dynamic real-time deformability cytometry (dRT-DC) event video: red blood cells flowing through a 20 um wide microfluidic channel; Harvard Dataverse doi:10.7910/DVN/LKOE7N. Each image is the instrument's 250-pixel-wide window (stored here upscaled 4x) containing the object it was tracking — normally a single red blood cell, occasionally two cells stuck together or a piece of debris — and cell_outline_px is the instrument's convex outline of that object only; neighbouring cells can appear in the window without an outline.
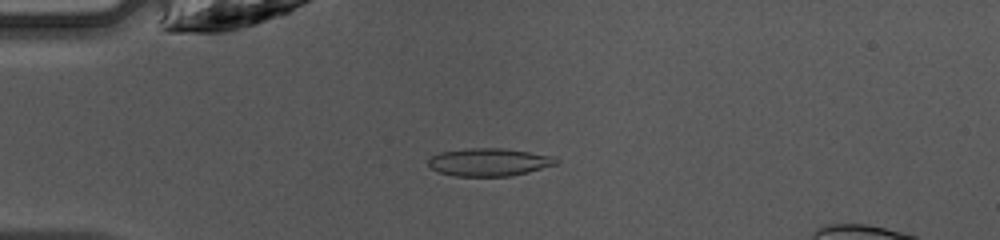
{"species": "common noctule bat (a hibernating species)", "species_latin": "Nyctalus noctula", "temperature_condition": "warm", "stored_images_in_passage": 45, "camera_frame_rate_fps": 3000, "um_per_image_px": 0.085, "animal": {"sex": "female", "body_mass_g": 10.0, "forearm_length_mm": 53.1}, "frame": {"image": 1, "passage_image": 12, "time_ms": 3.667, "image_size_px": [1000, 240], "cell_outline_px": [[560, 160], [556, 164], [528, 172], [508, 176], [456, 176], [440, 172], [432, 168], [428, 164], [428, 160], [432, 156], [440, 152], [468, 148], [504, 148], [552, 156]], "centroid_in_image_um": [41.56, 13.77], "position_along_channel_um": 43.4, "area_um2": 20.52}}
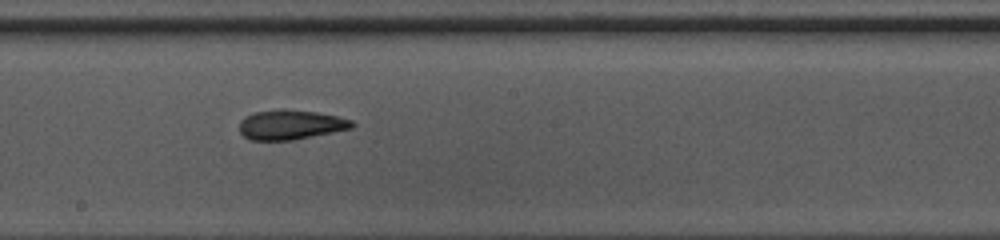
{"frame": {"image": 2, "passage_image": 26, "time_ms": 8.333, "image_size_px": [1000, 240], "cell_outline_px": [[356, 124], [352, 128], [292, 140], [248, 140], [240, 132], [240, 120], [244, 116], [256, 112], [280, 108], [284, 108], [316, 112], [336, 116], [352, 120]], "centroid_in_image_um": [24.68, 10.59], "position_along_channel_um": 223.5, "area_um2": 19.54}}
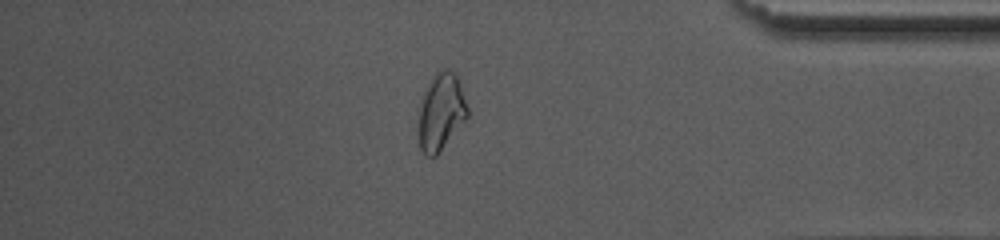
{"frame": {"image": 3, "passage_image": 40, "time_ms": 13.0, "image_size_px": [1000, 240], "cell_outline_px": [[468, 116], [436, 156], [428, 156], [420, 148], [420, 100], [428, 84], [436, 72], [440, 68], [448, 68], [456, 72], [468, 108]], "centroid_in_image_um": [37.51, 9.44], "position_along_channel_um": 397.7, "area_um2": 21.62}}